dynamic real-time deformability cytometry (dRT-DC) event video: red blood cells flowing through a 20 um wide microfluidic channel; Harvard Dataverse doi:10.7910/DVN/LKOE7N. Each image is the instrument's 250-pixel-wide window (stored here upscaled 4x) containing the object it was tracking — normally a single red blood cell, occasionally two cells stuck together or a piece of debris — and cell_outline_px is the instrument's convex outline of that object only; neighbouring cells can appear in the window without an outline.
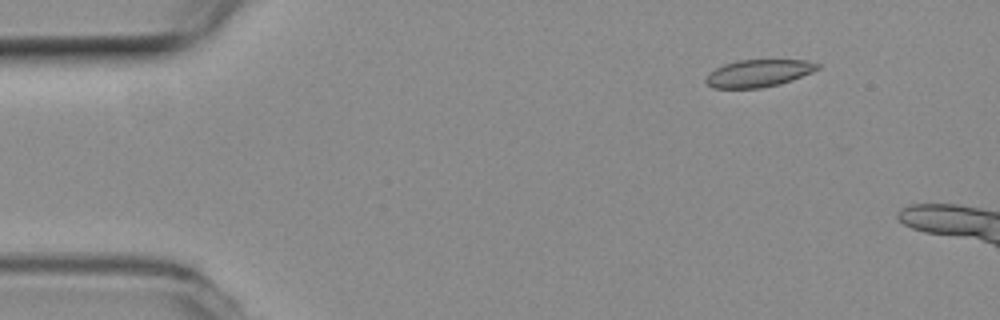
{"species": "common noctule bat (a hibernating species)", "species_latin": "Nyctalus noctula", "temperature_condition": "room temperature", "stored_images_in_passage": 8, "camera_frame_rate_fps": 3000, "um_per_image_px": 0.085, "animal": {"sex": "female", "body_mass_g": 19.3, "forearm_length_mm": 54.1}, "frame": {"image": 1, "passage_image": 1, "time_ms": 0.0, "image_size_px": [1000, 320], "cell_outline_px": [[820, 68], [812, 72], [792, 80], [780, 84], [760, 88], [712, 88], [704, 80], [708, 72], [724, 64], [736, 60], [808, 60], [820, 64]], "centroid_in_image_um": [64.46, 6.22], "position_along_channel_um": 20.5, "area_um2": 17.92}}